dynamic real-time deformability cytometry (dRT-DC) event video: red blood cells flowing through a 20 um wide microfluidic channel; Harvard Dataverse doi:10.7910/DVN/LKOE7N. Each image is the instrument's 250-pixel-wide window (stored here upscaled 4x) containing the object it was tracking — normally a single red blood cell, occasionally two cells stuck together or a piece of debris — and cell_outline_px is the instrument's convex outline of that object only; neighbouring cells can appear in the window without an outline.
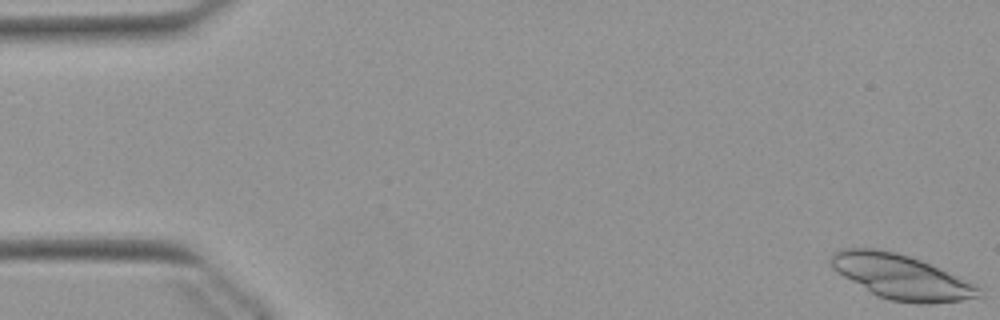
{"species": "Egyptian fruit bat (a non-hibernating species)", "species_latin": "Rousettus aegyptiacus", "temperature_condition": "warm", "stored_images_in_passage": 52, "segment_of_instrument_passage": [1, 2], "camera_frame_rate_fps": 3000, "um_per_image_px": 0.085, "animal": {"sex": "female"}, "frame": {"image": 1, "passage_image": 1, "time_ms": 0.0, "image_size_px": [1000, 320], "cell_outline_px": [[984, 288], [980, 296], [960, 300], [928, 304], [920, 304], [892, 300], [876, 296], [836, 272], [832, 268], [828, 260], [840, 248], [876, 248], [896, 252], [920, 260], [976, 284]], "centroid_in_image_um": [76.58, 23.53], "position_along_channel_um": 8.4, "area_um2": 38.32}}